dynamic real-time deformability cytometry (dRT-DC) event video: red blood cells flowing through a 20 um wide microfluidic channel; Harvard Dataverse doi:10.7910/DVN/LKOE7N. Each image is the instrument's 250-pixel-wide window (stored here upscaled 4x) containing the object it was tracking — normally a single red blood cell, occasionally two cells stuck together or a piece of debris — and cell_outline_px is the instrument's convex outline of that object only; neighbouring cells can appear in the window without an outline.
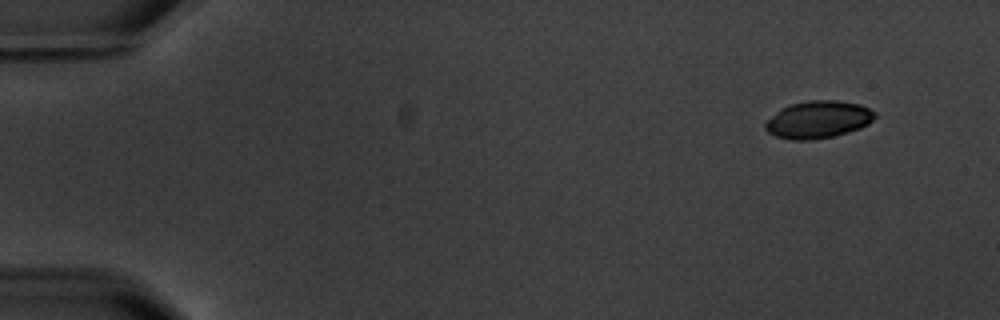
{"species": "common noctule bat (a hibernating species)", "species_latin": "Nyctalus noctula", "temperature_condition": "warm", "stored_images_in_passage": 10, "camera_frame_rate_fps": 3000, "um_per_image_px": 0.085, "animal": {"sex": "male", "body_mass_g": 20.1, "forearm_length_mm": 53.5}, "frame": {"image": 1, "passage_image": 1, "time_ms": 0.0, "image_size_px": [1000, 320], "cell_outline_px": [[876, 116], [868, 124], [860, 128], [848, 132], [832, 136], [812, 140], [792, 140], [776, 136], [768, 132], [764, 128], [764, 124], [780, 108], [792, 104], [808, 100], [836, 100], [860, 104], [876, 112]], "centroid_in_image_um": [69.55, 10.16], "position_along_channel_um": 15.5, "area_um2": 23.81}}
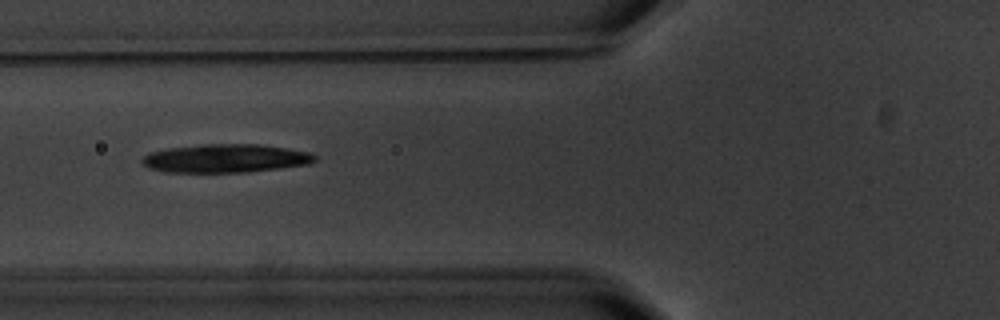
{"frame": {"image": 2, "passage_image": 6, "time_ms": 6.0, "image_size_px": [1000, 320], "cell_outline_px": [[316, 160], [308, 164], [280, 168], [248, 172], [164, 172], [148, 168], [140, 160], [148, 152], [168, 148], [200, 144], [260, 144], [308, 152], [316, 156]], "centroid_in_image_um": [19.12, 13.46], "position_along_channel_um": 106.7, "area_um2": 28.67}}
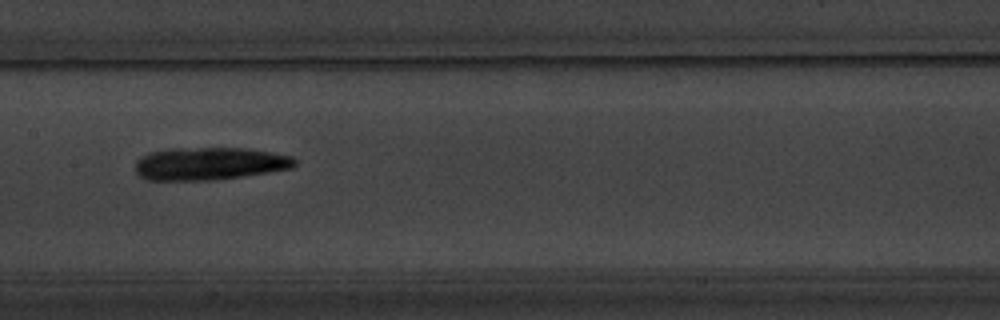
{"frame": {"image": 3, "passage_image": 8, "time_ms": 8.333, "image_size_px": [1000, 320], "cell_outline_px": [[296, 164], [292, 168], [244, 176], [216, 180], [148, 180], [140, 176], [136, 172], [136, 160], [148, 152], [168, 148], [248, 148], [292, 156], [296, 160]], "centroid_in_image_um": [17.79, 13.9], "position_along_channel_um": 189.6, "area_um2": 30.58}}